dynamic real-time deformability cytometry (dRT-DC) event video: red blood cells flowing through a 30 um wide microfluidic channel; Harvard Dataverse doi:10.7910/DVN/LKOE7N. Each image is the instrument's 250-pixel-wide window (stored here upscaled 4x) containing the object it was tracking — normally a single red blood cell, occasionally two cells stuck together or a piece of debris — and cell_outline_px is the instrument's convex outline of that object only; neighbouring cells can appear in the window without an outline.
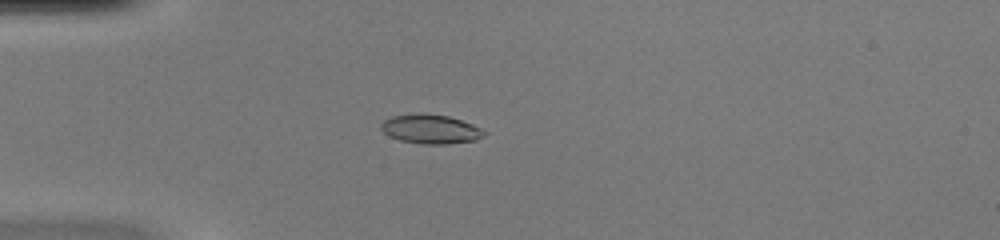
{"species": "common noctule bat (a hibernating species)", "species_latin": "Nyctalus noctula", "temperature_condition": "warm", "stored_images_in_passage": 51, "camera_frame_rate_fps": 3000, "um_per_image_px": 0.085, "animal": {"sex": "female", "body_mass_g": 20.0, "forearm_length_mm": 54.0}, "frame": {"image": 1, "passage_image": 15, "time_ms": 4.667, "image_size_px": [1000, 240], "cell_outline_px": [[488, 132], [484, 136], [476, 140], [448, 144], [420, 144], [400, 140], [388, 136], [380, 128], [380, 124], [384, 120], [392, 116], [420, 112], [448, 116], [472, 124]], "centroid_in_image_um": [36.59, 10.97], "position_along_channel_um": 48.4, "area_um2": 17.74}}
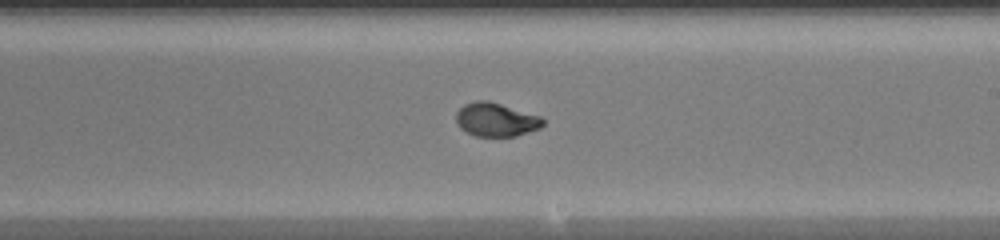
{"frame": {"image": 2, "passage_image": 31, "time_ms": 10.0, "image_size_px": [1000, 240], "cell_outline_px": [[544, 124], [540, 128], [516, 136], [476, 136], [460, 128], [456, 120], [456, 112], [464, 104], [476, 100], [488, 100], [540, 116], [544, 120]], "centroid_in_image_um": [42.15, 10.16], "position_along_channel_um": 246.8, "area_um2": 16.94}}
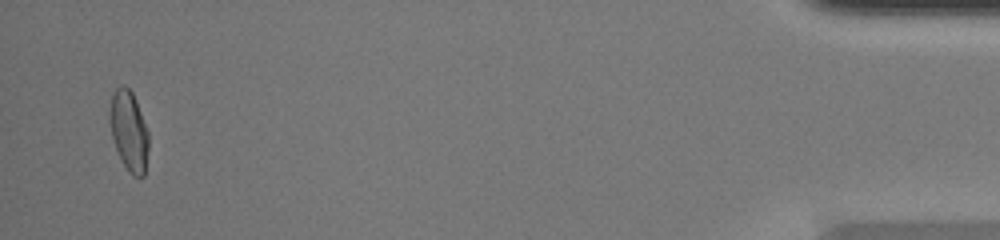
{"frame": {"image": 3, "passage_image": 50, "time_ms": 16.333, "image_size_px": [1000, 240], "cell_outline_px": [[148, 148], [144, 176], [132, 176], [128, 172], [116, 148], [112, 136], [108, 116], [108, 112], [112, 96], [116, 88], [120, 84], [124, 84], [132, 92], [136, 100], [148, 132]], "centroid_in_image_um": [10.94, 11.1], "position_along_channel_um": 424.3, "area_um2": 18.09}, "authors_computed_cell_mechanics": {"area_um2": 17.3978, "velocity_mm_per_s": 4.0814, "shape_relaxation_time_tau1_ms": 5.5643, "shape_relaxation_time_tau2_ms": null, "deformation_change_tau1": 0.2318, "deformation_change_tau2": null}}